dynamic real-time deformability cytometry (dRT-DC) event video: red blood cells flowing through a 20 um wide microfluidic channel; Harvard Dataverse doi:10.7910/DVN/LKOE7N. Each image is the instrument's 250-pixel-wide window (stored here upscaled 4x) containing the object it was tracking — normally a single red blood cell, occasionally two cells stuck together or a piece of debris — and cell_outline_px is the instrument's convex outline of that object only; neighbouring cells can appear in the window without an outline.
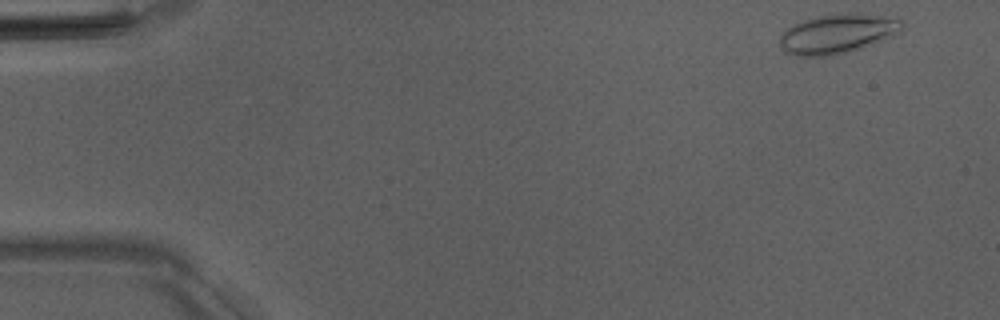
{"species": "Egyptian fruit bat (a non-hibernating species)", "species_latin": "Rousettus aegyptiacus", "temperature_condition": "room temperature", "stored_images_in_passage": 49, "camera_frame_rate_fps": 3000, "um_per_image_px": 0.085, "animal": {"sex": "male"}, "frame": {"image": 1, "passage_image": 1, "time_ms": 0.0, "image_size_px": [1000, 320], "cell_outline_px": [[904, 28], [900, 32], [860, 48], [848, 52], [832, 56], [796, 56], [784, 52], [780, 48], [780, 36], [788, 28], [804, 20], [820, 16], [852, 12], [896, 16], [904, 24]], "centroid_in_image_um": [71.22, 2.86], "position_along_channel_um": 13.8, "area_um2": 28.15}}
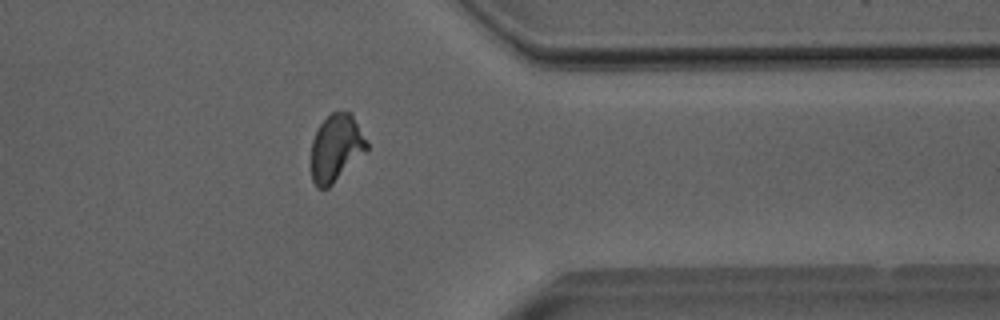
{"frame": {"image": 2, "passage_image": 39, "time_ms": 12.667, "image_size_px": [1000, 320], "cell_outline_px": [[368, 148], [328, 188], [316, 188], [312, 180], [312, 140], [320, 124], [332, 112], [352, 112], [368, 144]], "centroid_in_image_um": [28.55, 12.56], "position_along_channel_um": 382.8, "area_um2": 21.33}}
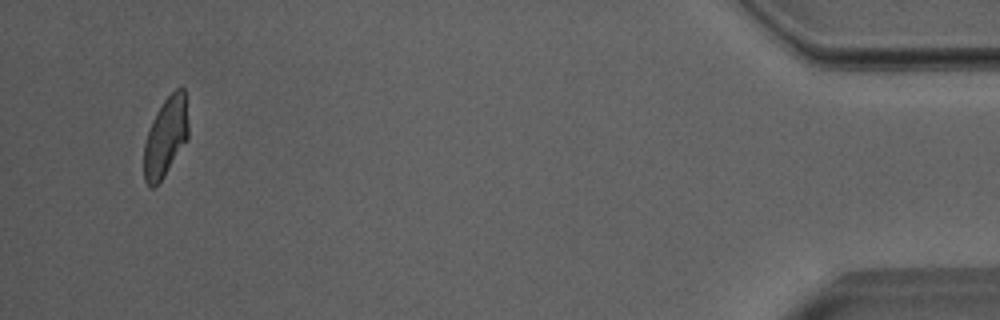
{"frame": {"image": 3, "passage_image": 47, "time_ms": 15.333, "image_size_px": [1000, 320], "cell_outline_px": [[188, 136], [164, 176], [152, 188], [144, 180], [144, 144], [152, 120], [156, 112], [164, 100], [176, 88], [184, 88], [188, 124]], "centroid_in_image_um": [14.07, 11.62], "position_along_channel_um": 421.1, "area_um2": 20.06}, "authors_computed_cell_mechanics": {"area_um2": 22.0218, "velocity_mm_per_s": 3.9997, "shape_relaxation_time_tau1_ms": 6.0142, "shape_relaxation_time_tau2_ms": 1.3806, "deformation_change_tau1": 0.1579, "deformation_change_tau2": 0.0763}}